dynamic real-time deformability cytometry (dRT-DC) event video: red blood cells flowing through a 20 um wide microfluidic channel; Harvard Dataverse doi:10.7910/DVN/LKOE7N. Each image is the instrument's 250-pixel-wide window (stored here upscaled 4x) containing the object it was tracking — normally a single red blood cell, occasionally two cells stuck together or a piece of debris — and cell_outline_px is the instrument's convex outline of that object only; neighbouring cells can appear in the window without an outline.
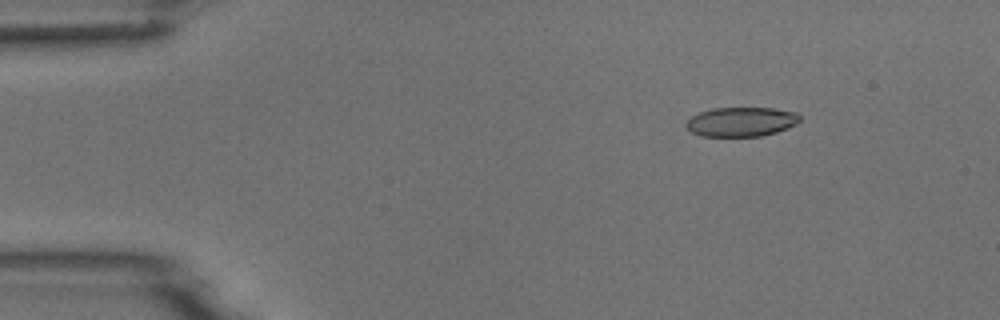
{"species": "common noctule bat (a hibernating species)", "species_latin": "Nyctalus noctula", "temperature_condition": "room temperature", "stored_images_in_passage": 5, "camera_frame_rate_fps": 3000, "um_per_image_px": 0.085, "animal": {"sex": "male", "body_mass_g": 18.8}, "frame": {"image": 1, "passage_image": 2, "time_ms": 1.333, "image_size_px": [1000, 320], "cell_outline_px": [[800, 120], [796, 124], [776, 132], [760, 136], [700, 136], [692, 132], [684, 124], [692, 116], [700, 112], [712, 108], [772, 108], [796, 112], [800, 116]], "centroid_in_image_um": [63.0, 10.35], "position_along_channel_um": 22.0, "area_um2": 19.36}}
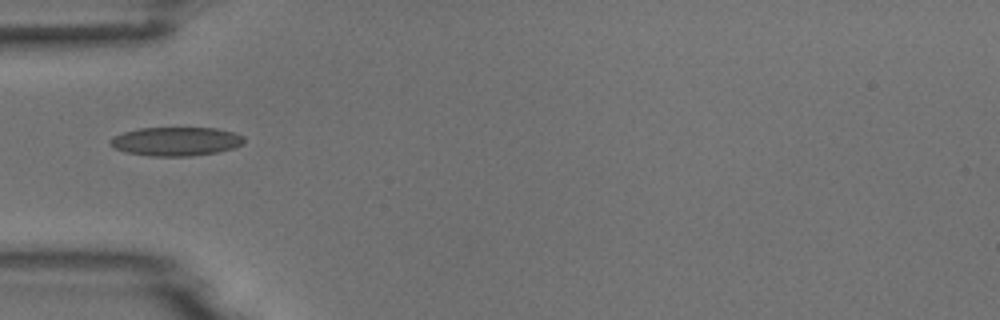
{"frame": {"image": 2, "passage_image": 5, "time_ms": 4.667, "image_size_px": [1000, 320], "cell_outline_px": [[244, 144], [236, 148], [216, 152], [192, 156], [148, 156], [128, 152], [116, 148], [108, 144], [108, 140], [112, 136], [124, 132], [140, 128], [216, 128], [232, 132], [244, 136]], "centroid_in_image_um": [14.96, 12.02], "position_along_channel_um": 70.0, "area_um2": 22.54}}